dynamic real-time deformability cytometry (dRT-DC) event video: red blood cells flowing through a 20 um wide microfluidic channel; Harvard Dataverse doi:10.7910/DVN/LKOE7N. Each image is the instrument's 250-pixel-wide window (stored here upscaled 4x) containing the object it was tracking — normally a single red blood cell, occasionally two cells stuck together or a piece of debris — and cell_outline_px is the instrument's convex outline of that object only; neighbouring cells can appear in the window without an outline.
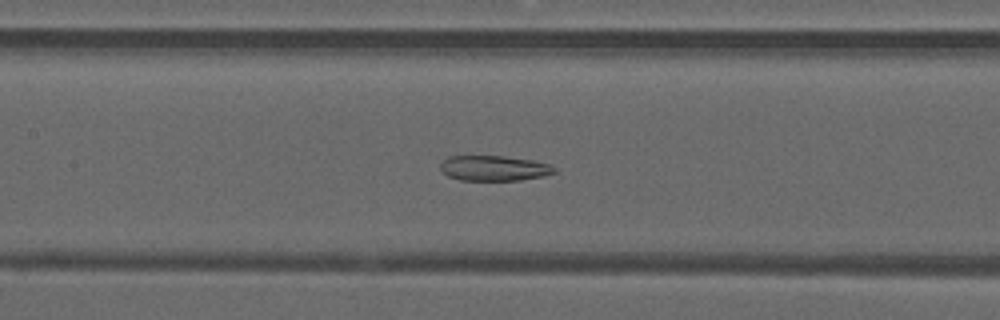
{"species": "common noctule bat (a hibernating species)", "species_latin": "Nyctalus noctula", "temperature_condition": "warm", "stored_images_in_passage": 50, "camera_frame_rate_fps": 3000, "um_per_image_px": 0.085, "animal": {"sex": "male", "forearm_length_mm": 52.5}, "frame": {"image": 1, "passage_image": 24, "time_ms": 7.667, "image_size_px": [1000, 320], "cell_outline_px": [[556, 172], [544, 176], [520, 180], [460, 180], [448, 176], [440, 168], [440, 164], [448, 156], [504, 156], [532, 160], [548, 164], [556, 168]], "centroid_in_image_um": [42.0, 14.29], "position_along_channel_um": 165.4, "area_um2": 16.7}}
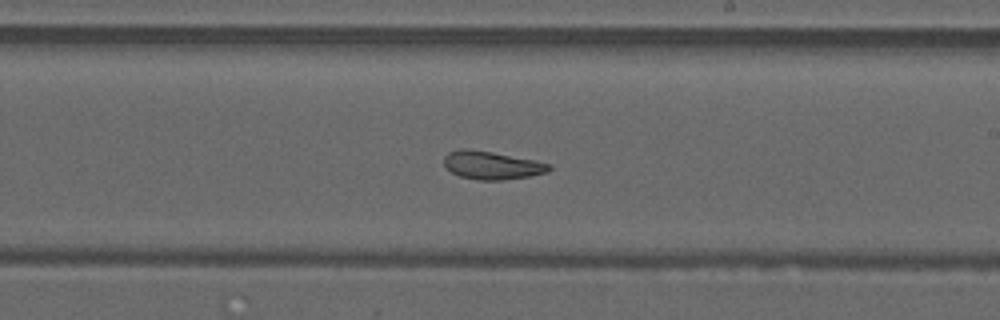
{"frame": {"image": 2, "passage_image": 30, "time_ms": 9.667, "image_size_px": [1000, 320], "cell_outline_px": [[552, 168], [548, 172], [528, 176], [504, 180], [480, 180], [460, 176], [452, 172], [444, 164], [444, 156], [448, 152], [460, 148], [468, 148], [492, 152], [536, 160], [552, 164]], "centroid_in_image_um": [41.82, 14.03], "position_along_channel_um": 247.2, "area_um2": 17.28}}
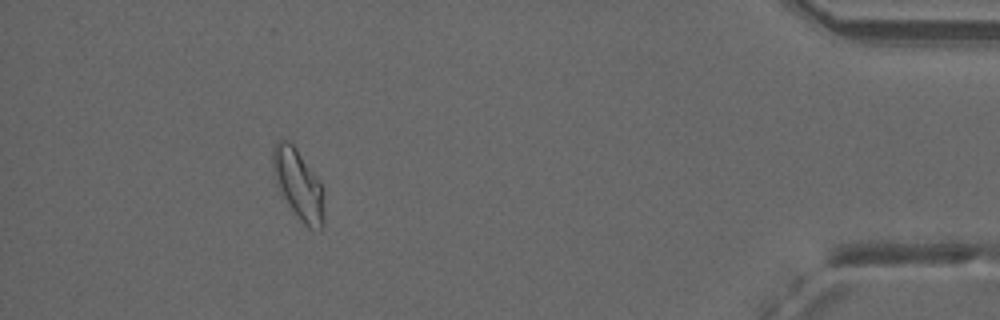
{"frame": {"image": 3, "passage_image": 46, "time_ms": 15.0, "image_size_px": [1000, 320], "cell_outline_px": [[324, 224], [320, 228], [308, 228], [300, 220], [276, 184], [272, 168], [272, 152], [276, 140], [288, 140], [296, 148], [320, 180], [324, 212]], "centroid_in_image_um": [25.35, 15.63], "position_along_channel_um": 409.9, "area_um2": 20.58}, "authors_computed_cell_mechanics": {"area_um2": 20.2011, "velocity_mm_per_s": 4.1158, "shape_relaxation_time_tau1_ms": null, "shape_relaxation_time_tau2_ms": 2.7753, "deformation_change_tau1": null, "deformation_change_tau2": 0.0952}}